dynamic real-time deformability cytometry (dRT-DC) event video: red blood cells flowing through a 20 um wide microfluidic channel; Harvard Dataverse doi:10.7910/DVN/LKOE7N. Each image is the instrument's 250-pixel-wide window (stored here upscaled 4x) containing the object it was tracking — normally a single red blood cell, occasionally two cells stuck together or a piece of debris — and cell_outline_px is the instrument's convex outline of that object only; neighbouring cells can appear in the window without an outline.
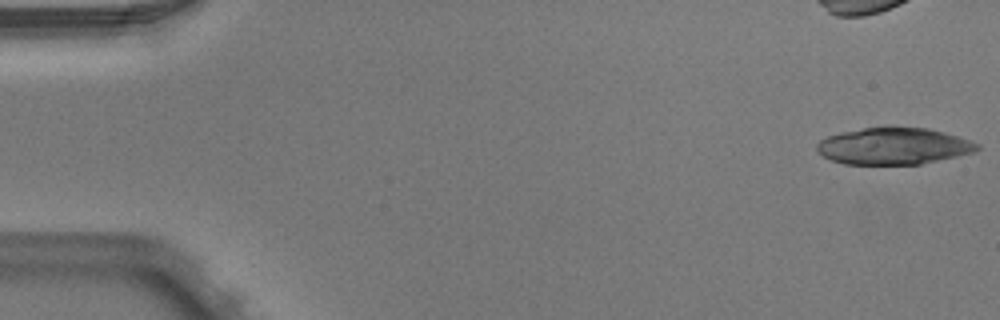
{"species": "Egyptian fruit bat (a non-hibernating species)", "species_latin": "Rousettus aegyptiacus", "temperature_condition": "warm", "stored_images_in_passage": 3, "camera_frame_rate_fps": 3000, "um_per_image_px": 0.085, "animal": {"sex": "male"}, "frame": {"image": 1, "passage_image": 1, "time_ms": 0.0, "image_size_px": [1000, 320], "cell_outline_px": [[980, 148], [976, 152], [920, 164], [844, 164], [832, 160], [816, 152], [816, 144], [820, 140], [828, 136], [840, 132], [864, 128], [892, 124], [928, 128], [944, 132], [972, 140], [980, 144]], "centroid_in_image_um": [75.98, 12.38], "position_along_channel_um": 9.0, "area_um2": 35.14}}